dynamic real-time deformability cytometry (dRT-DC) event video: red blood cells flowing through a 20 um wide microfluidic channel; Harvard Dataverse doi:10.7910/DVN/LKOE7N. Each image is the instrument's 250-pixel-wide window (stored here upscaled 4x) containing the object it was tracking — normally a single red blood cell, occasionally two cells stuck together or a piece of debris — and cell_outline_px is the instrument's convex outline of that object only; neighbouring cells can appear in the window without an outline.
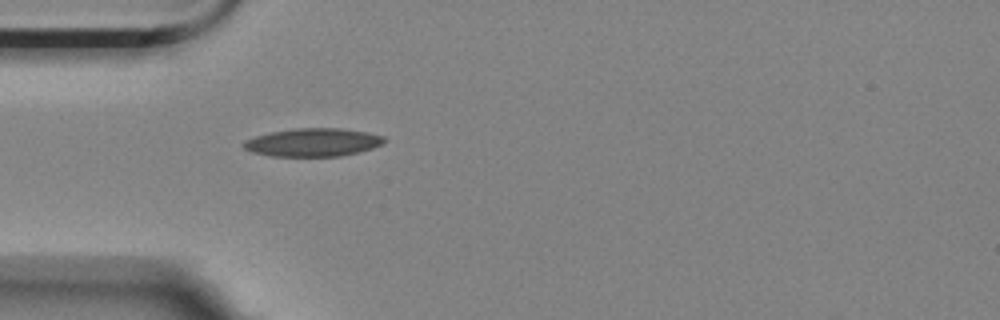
{"species": "Egyptian fruit bat (a non-hibernating species)", "species_latin": "Rousettus aegyptiacus", "temperature_condition": "room temperature", "stored_images_in_passage": 1, "camera_frame_rate_fps": 3000, "um_per_image_px": 0.085, "animal": {"sex": "female"}, "frame": {"image": 1, "passage_image": 1, "time_ms": 0.0, "image_size_px": [1000, 320], "cell_outline_px": [[388, 140], [372, 148], [340, 156], [272, 156], [252, 152], [244, 148], [240, 144], [244, 140], [268, 132], [296, 128], [340, 128], [364, 132], [384, 136]], "centroid_in_image_um": [26.55, 12.09], "position_along_channel_um": 58.4, "area_um2": 23.0}}